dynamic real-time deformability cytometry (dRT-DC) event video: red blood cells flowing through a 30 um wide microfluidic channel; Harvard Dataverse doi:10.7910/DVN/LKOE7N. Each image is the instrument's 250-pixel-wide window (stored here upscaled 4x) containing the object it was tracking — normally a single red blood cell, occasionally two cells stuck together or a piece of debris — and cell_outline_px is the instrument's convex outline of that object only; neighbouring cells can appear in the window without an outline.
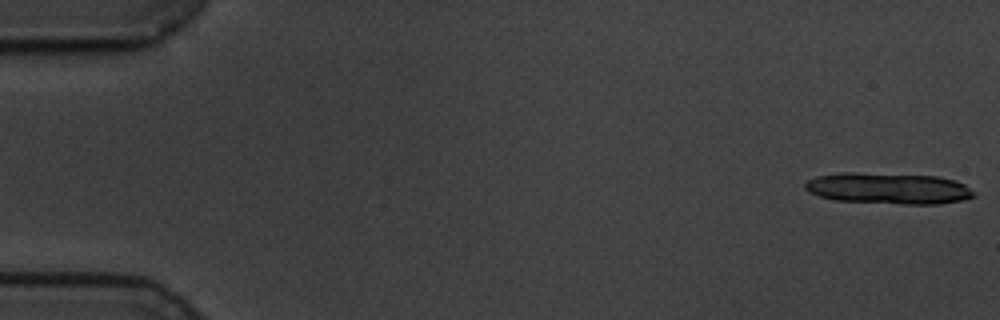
{"species": "common noctule bat (a hibernating species)", "species_latin": "Nyctalus noctula", "temperature_condition": "cold", "stored_images_in_passage": 14, "camera_frame_rate_fps": 3000, "um_per_image_px": 0.085, "animal": {"sex": "male", "body_mass_g": 19.5, "forearm_length_mm": 54.6}, "frame": {"image": 1, "passage_image": 1, "time_ms": 0.0, "image_size_px": [1000, 320], "cell_outline_px": [[976, 196], [964, 200], [940, 204], [904, 204], [836, 200], [820, 196], [808, 192], [804, 188], [804, 184], [808, 180], [816, 176], [840, 172], [856, 172], [940, 176], [956, 180], [964, 184], [976, 192]], "centroid_in_image_um": [75.55, 16.0], "position_along_channel_um": 9.4, "area_um2": 31.1}}